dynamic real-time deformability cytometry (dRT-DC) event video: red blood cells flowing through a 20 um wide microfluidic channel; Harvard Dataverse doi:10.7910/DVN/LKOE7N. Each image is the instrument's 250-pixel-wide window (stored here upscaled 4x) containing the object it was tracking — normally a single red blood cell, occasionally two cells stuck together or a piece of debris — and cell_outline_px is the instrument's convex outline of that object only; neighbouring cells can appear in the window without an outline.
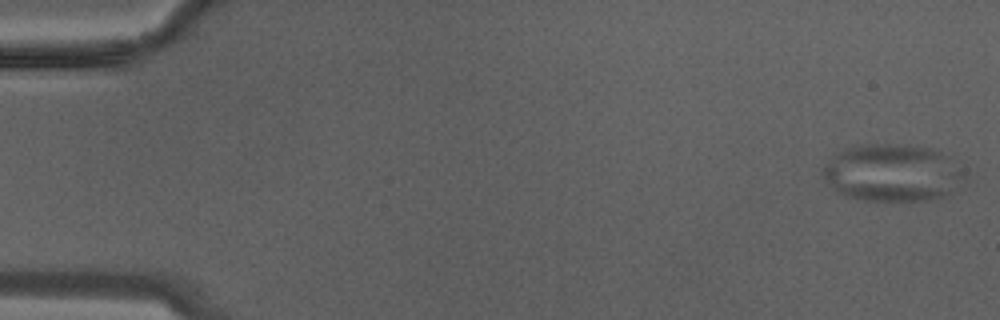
{"species": "Egyptian fruit bat (a non-hibernating species)", "species_latin": "Rousettus aegyptiacus", "temperature_condition": "warm", "stored_images_in_passage": 30, "camera_frame_rate_fps": 3000, "um_per_image_px": 0.085, "animal": {"sex": "male"}, "frame": {"image": 1, "passage_image": 1, "time_ms": 0.0, "image_size_px": [1000, 320], "cell_outline_px": [[964, 180], [960, 188], [940, 196], [928, 200], [864, 200], [844, 196], [832, 188], [820, 172], [824, 164], [832, 156], [844, 148], [860, 144], [904, 144], [936, 148], [948, 156], [960, 172]], "centroid_in_image_um": [75.8, 14.67], "position_along_channel_um": 9.2, "area_um2": 47.4}}